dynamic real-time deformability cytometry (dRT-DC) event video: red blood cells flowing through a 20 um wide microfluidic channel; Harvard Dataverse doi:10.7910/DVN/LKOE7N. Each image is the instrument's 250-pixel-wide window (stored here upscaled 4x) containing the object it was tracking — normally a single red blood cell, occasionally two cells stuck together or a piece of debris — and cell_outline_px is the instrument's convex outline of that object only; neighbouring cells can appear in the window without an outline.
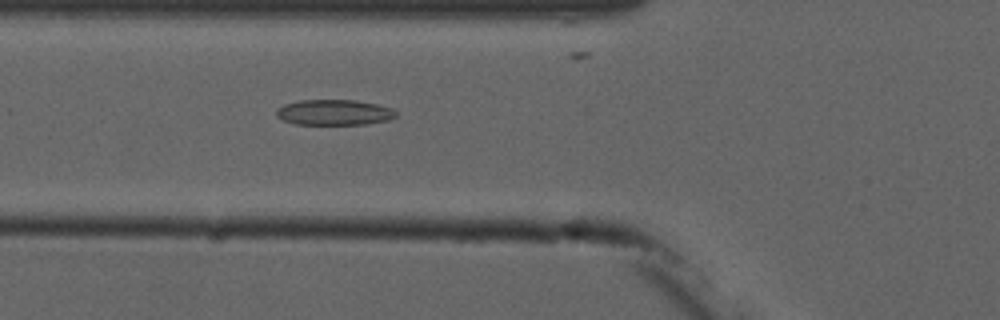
{"species": "common noctule bat (a hibernating species)", "species_latin": "Nyctalus noctula", "temperature_condition": "cold", "stored_images_in_passage": 6, "camera_frame_rate_fps": 3000, "um_per_image_px": 0.085, "animal": {"sex": "male", "forearm_length_mm": 52.5}, "frame": {"image": 1, "passage_image": 6, "time_ms": 5.667, "image_size_px": [1000, 320], "cell_outline_px": [[396, 116], [388, 120], [368, 124], [296, 124], [284, 120], [276, 116], [276, 108], [284, 104], [300, 100], [356, 100], [376, 104], [392, 108], [396, 112]], "centroid_in_image_um": [28.39, 9.55], "position_along_channel_um": 97.4, "area_um2": 17.8}}